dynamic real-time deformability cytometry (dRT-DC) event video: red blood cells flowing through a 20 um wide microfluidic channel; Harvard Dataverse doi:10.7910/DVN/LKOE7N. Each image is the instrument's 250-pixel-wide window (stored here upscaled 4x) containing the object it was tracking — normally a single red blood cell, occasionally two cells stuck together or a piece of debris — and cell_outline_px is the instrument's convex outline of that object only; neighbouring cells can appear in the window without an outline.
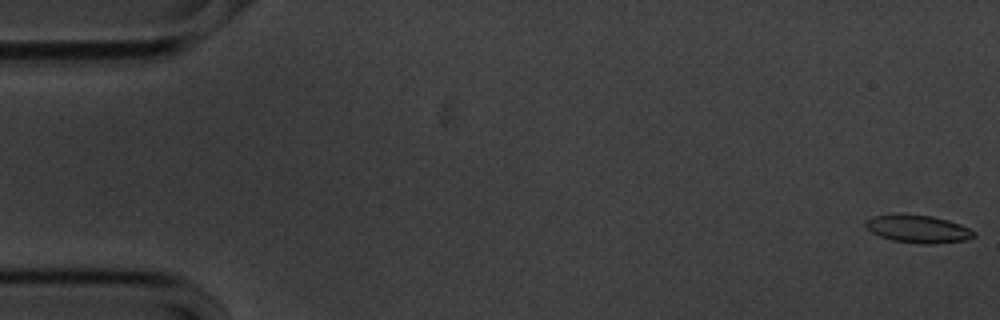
{"species": "common noctule bat (a hibernating species)", "species_latin": "Nyctalus noctula", "temperature_condition": "cold", "stored_images_in_passage": 14, "camera_frame_rate_fps": 3000, "um_per_image_px": 0.085, "animal": {"sex": "male", "body_mass_g": 20.1, "forearm_length_mm": 53.5}, "frame": {"image": 1, "passage_image": 1, "time_ms": 0.0, "image_size_px": [1000, 320], "cell_outline_px": [[976, 236], [968, 240], [928, 244], [924, 244], [892, 240], [880, 236], [872, 232], [864, 224], [872, 216], [900, 212], [904, 212], [932, 216], [948, 220], [960, 224], [976, 232]], "centroid_in_image_um": [78.04, 19.43], "position_along_channel_um": 7.0, "area_um2": 17.8}}
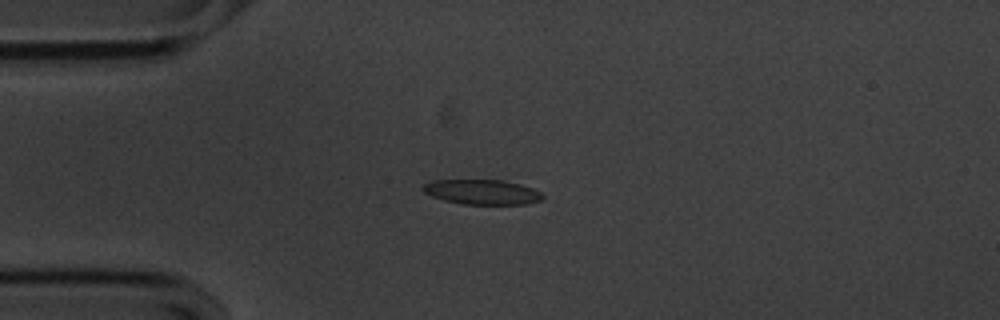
{"frame": {"image": 2, "passage_image": 14, "time_ms": 4.333, "image_size_px": [1000, 320], "cell_outline_px": [[544, 196], [540, 200], [528, 204], [464, 204], [444, 200], [432, 196], [424, 192], [420, 188], [424, 184], [432, 180], [504, 180], [520, 184], [532, 188], [540, 192]], "centroid_in_image_um": [40.96, 16.31], "position_along_channel_um": 44.0, "area_um2": 17.34}}